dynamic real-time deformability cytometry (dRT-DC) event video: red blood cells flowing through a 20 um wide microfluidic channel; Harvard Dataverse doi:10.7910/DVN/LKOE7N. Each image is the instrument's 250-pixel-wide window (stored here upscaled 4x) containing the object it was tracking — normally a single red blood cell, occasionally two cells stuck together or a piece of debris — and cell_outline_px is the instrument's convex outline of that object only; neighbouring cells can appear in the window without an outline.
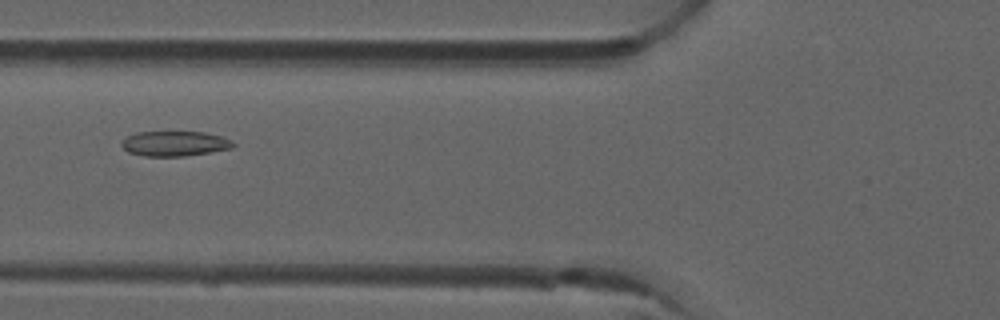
{"species": "common noctule bat (a hibernating species)", "species_latin": "Nyctalus noctula", "temperature_condition": "room temperature", "stored_images_in_passage": 5, "camera_frame_rate_fps": 3000, "um_per_image_px": 0.085, "animal": {"sex": "male", "forearm_length_mm": 52.5}, "frame": {"image": 1, "passage_image": 5, "time_ms": 1.333, "image_size_px": [1000, 320], "cell_outline_px": [[236, 144], [232, 148], [212, 152], [184, 156], [144, 156], [128, 152], [120, 144], [128, 136], [136, 132], [204, 132], [220, 136], [232, 140]], "centroid_in_image_um": [14.87, 12.21], "position_along_channel_um": 110.9, "area_um2": 16.24}}